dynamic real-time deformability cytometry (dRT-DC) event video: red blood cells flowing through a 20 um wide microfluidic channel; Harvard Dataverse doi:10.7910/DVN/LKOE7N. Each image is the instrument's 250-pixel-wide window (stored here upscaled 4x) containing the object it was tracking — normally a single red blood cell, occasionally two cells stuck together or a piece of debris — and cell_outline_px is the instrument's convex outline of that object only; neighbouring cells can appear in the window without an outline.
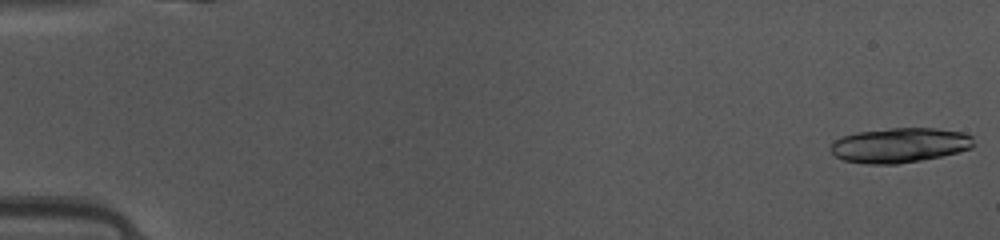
{"species": "common noctule bat (a hibernating species)", "species_latin": "Nyctalus noctula", "temperature_condition": "warm", "stored_images_in_passage": 23, "camera_frame_rate_fps": 3000, "um_per_image_px": 0.085, "animal": {"sex": "female", "body_mass_g": 10.0, "forearm_length_mm": 53.1}, "frame": {"image": 1, "passage_image": 1, "time_ms": 0.0, "image_size_px": [1000, 240], "cell_outline_px": [[976, 144], [972, 148], [940, 156], [920, 160], [896, 164], [868, 164], [844, 160], [836, 156], [828, 148], [840, 136], [856, 132], [892, 128], [936, 128], [964, 132], [972, 136]], "centroid_in_image_um": [76.49, 12.33], "position_along_channel_um": 8.5, "area_um2": 29.07}}